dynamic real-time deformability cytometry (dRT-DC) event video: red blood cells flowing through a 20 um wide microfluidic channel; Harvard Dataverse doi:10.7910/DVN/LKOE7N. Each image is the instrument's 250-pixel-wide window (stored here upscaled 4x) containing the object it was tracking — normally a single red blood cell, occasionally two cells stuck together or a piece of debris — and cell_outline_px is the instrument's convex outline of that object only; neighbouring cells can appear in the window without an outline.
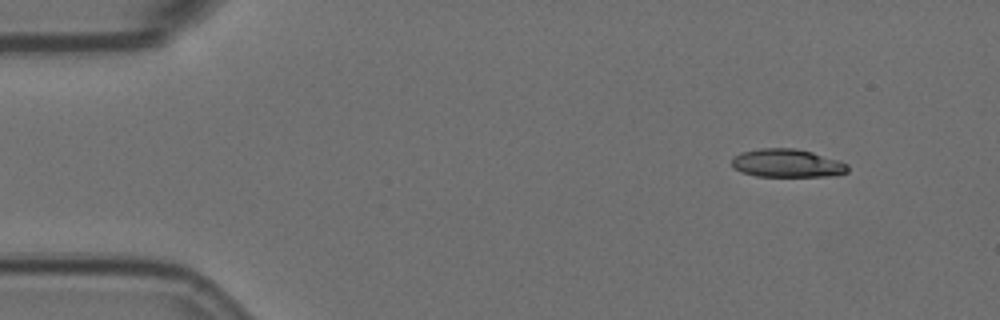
{"species": "Egyptian fruit bat (a non-hibernating species)", "species_latin": "Rousettus aegyptiacus", "temperature_condition": "room temperature", "stored_images_in_passage": 51, "camera_frame_rate_fps": 3000, "um_per_image_px": 0.085, "animal": {"sex": "female"}, "frame": {"image": 1, "passage_image": 1, "time_ms": 0.0, "image_size_px": [1000, 320], "cell_outline_px": [[848, 172], [832, 176], [756, 176], [740, 172], [732, 164], [732, 160], [740, 152], [760, 148], [796, 148], [812, 152], [840, 160], [848, 164]], "centroid_in_image_um": [66.93, 13.87], "position_along_channel_um": 18.1, "area_um2": 19.13}}
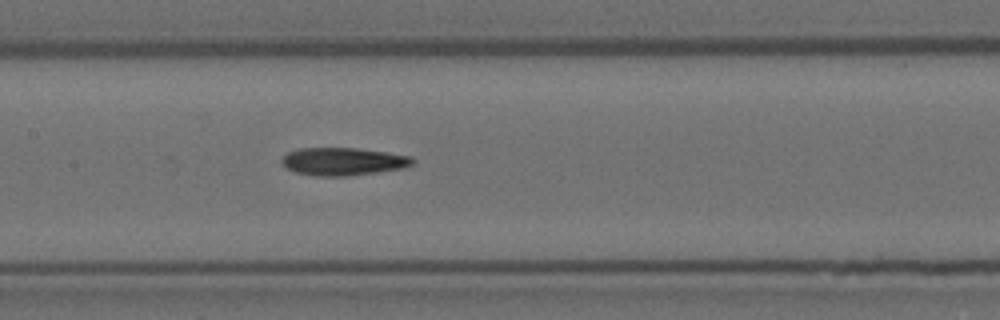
{"frame": {"image": 2, "passage_image": 22, "time_ms": 7.0, "image_size_px": [1000, 320], "cell_outline_px": [[416, 160], [412, 164], [404, 168], [376, 172], [344, 176], [312, 176], [296, 172], [288, 168], [280, 160], [288, 152], [300, 148], [356, 148], [412, 156]], "centroid_in_image_um": [29.17, 13.72], "position_along_channel_um": 178.2, "area_um2": 21.04}}
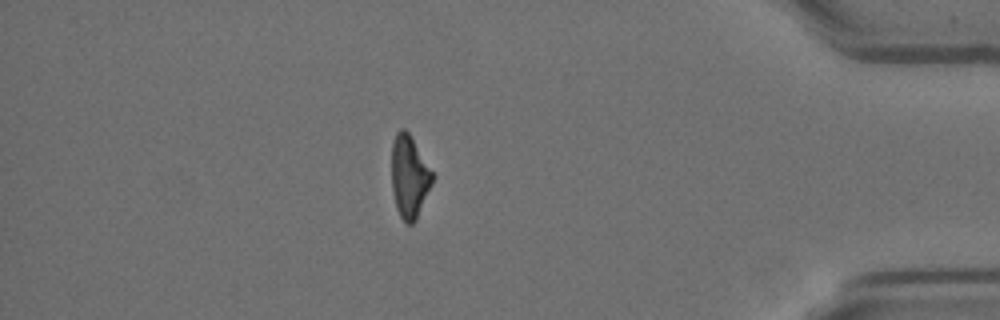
{"frame": {"image": 3, "passage_image": 44, "time_ms": 14.333, "image_size_px": [1000, 320], "cell_outline_px": [[436, 176], [416, 220], [412, 224], [408, 224], [400, 216], [396, 208], [392, 188], [392, 140], [396, 132], [400, 128], [404, 128], [408, 132]], "centroid_in_image_um": [34.81, 15.0], "position_along_channel_um": 400.4, "area_um2": 19.77}, "authors_computed_cell_mechanics": {"area_um2": 20.519, "velocity_mm_per_s": 3.6005, "shape_relaxation_time_tau1_ms": 9.9613, "shape_relaxation_time_tau2_ms": 8.6582, "deformation_change_tau1": 0.2448, "deformation_change_tau2": 0.2204}}